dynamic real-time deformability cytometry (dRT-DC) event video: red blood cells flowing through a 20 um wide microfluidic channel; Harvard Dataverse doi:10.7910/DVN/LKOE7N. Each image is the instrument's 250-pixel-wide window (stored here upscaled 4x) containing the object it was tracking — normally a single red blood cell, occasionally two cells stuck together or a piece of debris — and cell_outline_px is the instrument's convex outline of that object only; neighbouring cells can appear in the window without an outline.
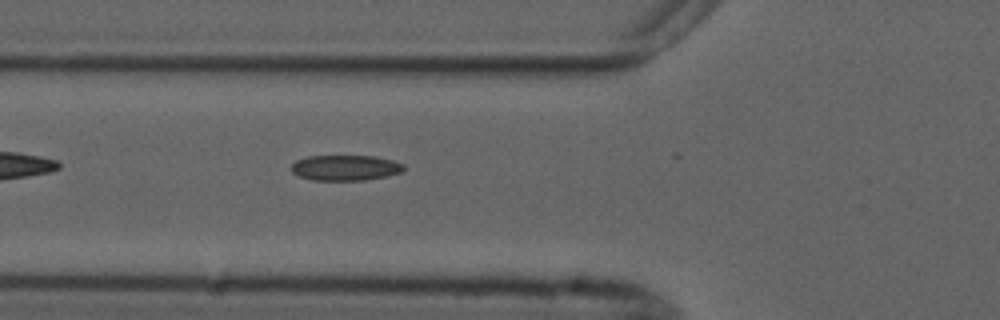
{"species": "common noctule bat (a hibernating species)", "species_latin": "Nyctalus noctula", "temperature_condition": "cold", "stored_images_in_passage": 5, "camera_frame_rate_fps": 3000, "um_per_image_px": 0.085, "animal": {"sex": "male", "forearm_length_mm": 52.5}, "frame": {"image": 1, "passage_image": 5, "time_ms": 4.667, "image_size_px": [1000, 320], "cell_outline_px": [[404, 168], [400, 172], [388, 176], [364, 180], [312, 180], [300, 176], [292, 172], [292, 164], [296, 160], [308, 156], [376, 156], [392, 160], [404, 164]], "centroid_in_image_um": [29.36, 14.26], "position_along_channel_um": 96.4, "area_um2": 16.65}}